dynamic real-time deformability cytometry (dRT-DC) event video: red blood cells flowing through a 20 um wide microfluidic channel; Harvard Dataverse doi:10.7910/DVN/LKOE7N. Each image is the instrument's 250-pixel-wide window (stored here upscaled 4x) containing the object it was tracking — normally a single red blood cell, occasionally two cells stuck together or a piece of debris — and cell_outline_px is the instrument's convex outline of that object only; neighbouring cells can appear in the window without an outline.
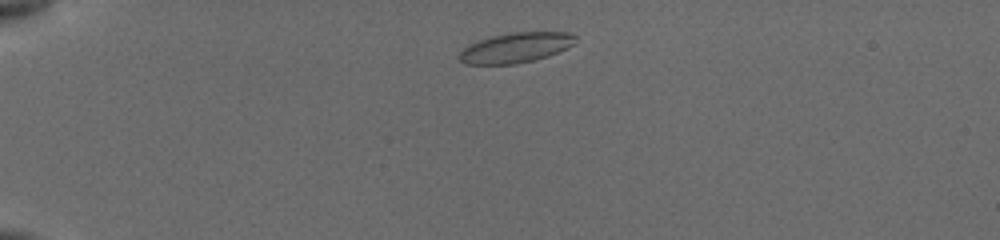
{"species": "common noctule bat (a hibernating species)", "species_latin": "Nyctalus noctula", "temperature_condition": "cold", "stored_images_in_passage": 82, "camera_frame_rate_fps": 3000, "um_per_image_px": 0.085, "animal": {"sex": "female", "body_mass_g": 19.5, "forearm_length_mm": 54.1}, "frame": {"image": 1, "passage_image": 8, "time_ms": 1.0, "image_size_px": [1000, 240], "cell_outline_px": [[576, 36], [572, 44], [568, 48], [548, 56], [516, 64], [468, 64], [460, 60], [456, 56], [468, 44], [492, 36], [512, 32], [568, 32]], "centroid_in_image_um": [43.82, 4.05], "position_along_channel_um": 41.2, "area_um2": 20.23}}
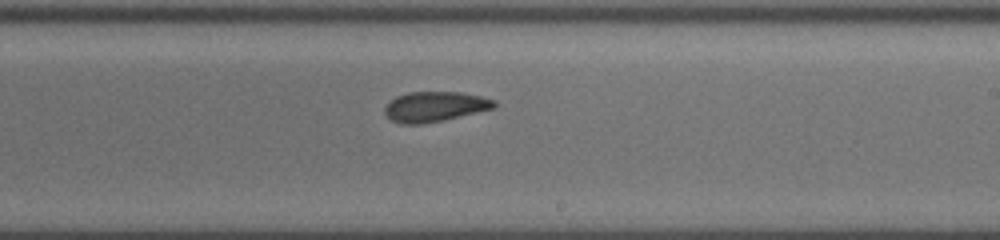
{"frame": {"image": 2, "passage_image": 52, "time_ms": 8.0, "image_size_px": [1000, 240], "cell_outline_px": [[496, 108], [444, 120], [420, 124], [400, 124], [392, 120], [384, 112], [384, 108], [388, 100], [396, 96], [408, 92], [460, 92], [480, 96], [496, 100]], "centroid_in_image_um": [36.95, 9.06], "position_along_channel_um": 252.0, "area_um2": 19.36}}
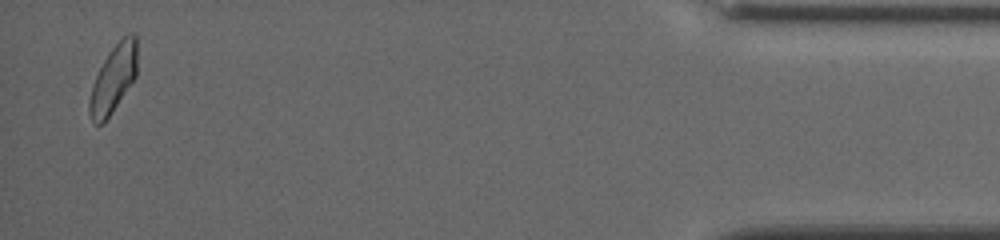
{"frame": {"image": 3, "passage_image": 81, "time_ms": 14.333, "image_size_px": [1000, 240], "cell_outline_px": [[136, 76], [104, 124], [92, 124], [88, 112], [88, 100], [96, 76], [108, 52], [128, 32], [132, 32], [136, 36]], "centroid_in_image_um": [9.61, 6.74], "position_along_channel_um": 425.6, "area_um2": 18.67}, "authors_computed_cell_mechanics": {"area_um2": 19.7676, "velocity_mm_per_s": 3.8016, "shape_relaxation_time_tau1_ms": 5.6385, "shape_relaxation_time_tau2_ms": 1.9243, "deformation_change_tau1": 0.0949, "deformation_change_tau2": 0.069}}